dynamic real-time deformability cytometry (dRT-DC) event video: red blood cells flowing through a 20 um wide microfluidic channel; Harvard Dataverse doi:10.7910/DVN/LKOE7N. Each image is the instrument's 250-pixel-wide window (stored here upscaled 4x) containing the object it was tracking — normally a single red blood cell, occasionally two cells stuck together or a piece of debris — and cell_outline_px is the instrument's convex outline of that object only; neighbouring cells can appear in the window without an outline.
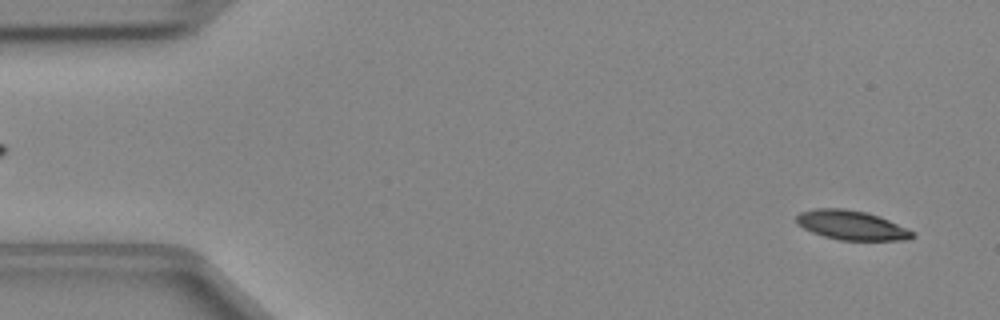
{"species": "Egyptian fruit bat (a non-hibernating species)", "species_latin": "Rousettus aegyptiacus", "temperature_condition": "cold", "stored_images_in_passage": 46, "camera_frame_rate_fps": 3000, "um_per_image_px": 0.085, "animal": {"sex": "female"}, "frame": {"image": 1, "passage_image": 2, "time_ms": 0.333, "image_size_px": [1000, 320], "cell_outline_px": [[916, 236], [908, 240], [840, 240], [824, 236], [812, 232], [796, 224], [796, 216], [800, 212], [816, 208], [844, 208], [868, 212], [880, 216], [912, 232]], "centroid_in_image_um": [72.34, 19.13], "position_along_channel_um": 12.7, "area_um2": 19.77}}
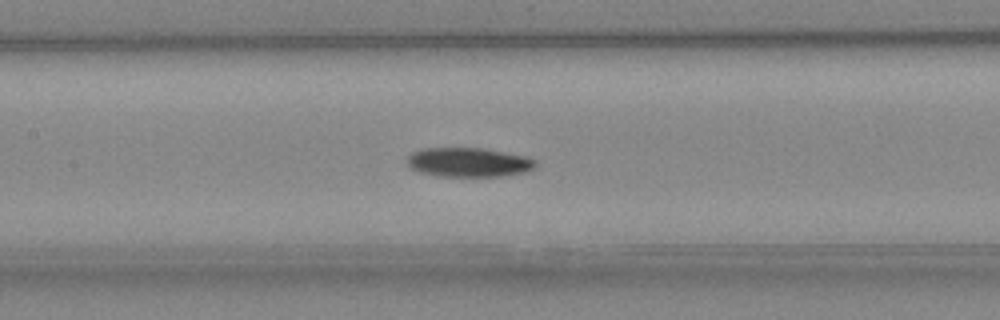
{"frame": {"image": 2, "passage_image": 21, "time_ms": 6.667, "image_size_px": [1000, 320], "cell_outline_px": [[536, 164], [528, 172], [504, 176], [436, 176], [420, 172], [408, 168], [408, 156], [412, 152], [424, 148], [484, 148], [528, 156], [536, 160]], "centroid_in_image_um": [39.85, 13.79], "position_along_channel_um": 167.5, "area_um2": 22.14}}
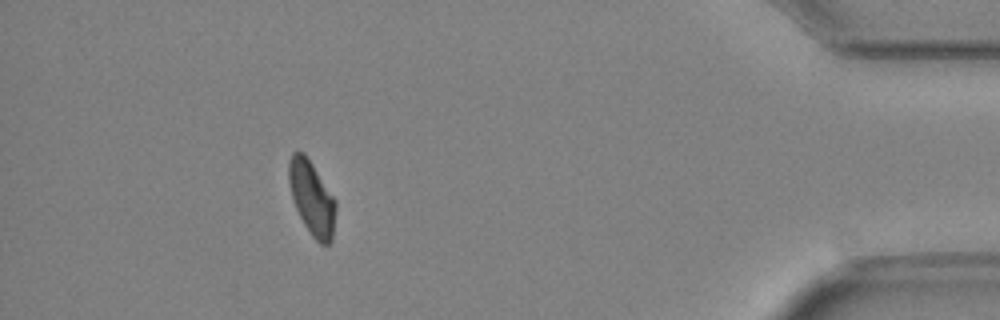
{"frame": {"image": 3, "passage_image": 42, "time_ms": 13.667, "image_size_px": [1000, 320], "cell_outline_px": [[336, 208], [332, 240], [328, 244], [320, 244], [312, 236], [304, 224], [296, 208], [292, 196], [288, 180], [288, 160], [292, 152], [304, 152], [336, 200]], "centroid_in_image_um": [26.5, 16.82], "position_along_channel_um": 408.7, "area_um2": 20.11}}